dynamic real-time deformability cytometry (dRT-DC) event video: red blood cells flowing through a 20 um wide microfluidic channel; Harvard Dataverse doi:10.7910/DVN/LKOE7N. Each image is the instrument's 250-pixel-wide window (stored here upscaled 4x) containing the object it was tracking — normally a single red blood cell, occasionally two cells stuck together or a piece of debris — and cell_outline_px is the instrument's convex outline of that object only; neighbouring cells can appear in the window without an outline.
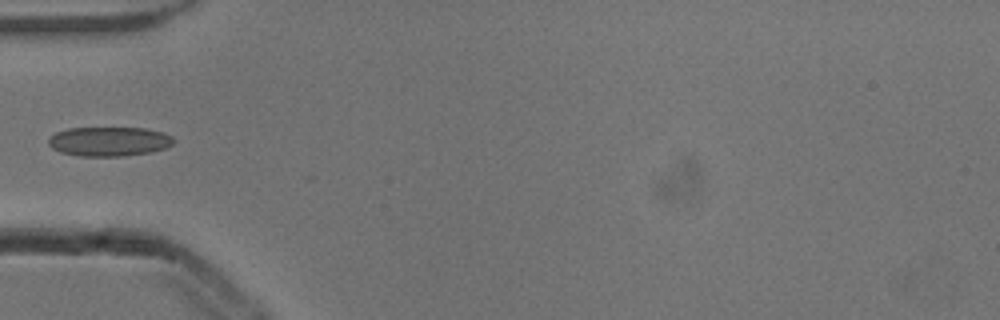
{"species": "common noctule bat (a hibernating species)", "species_latin": "Nyctalus noctula", "temperature_condition": "cold", "stored_images_in_passage": 11, "camera_frame_rate_fps": 3000, "um_per_image_px": 0.085, "animal": {"sex": "male", "body_mass_g": 13.3}, "frame": {"image": 1, "passage_image": 1, "time_ms": 0.0, "image_size_px": [1000, 320], "cell_outline_px": [[176, 140], [172, 144], [164, 148], [148, 152], [124, 156], [80, 156], [60, 152], [52, 148], [48, 144], [48, 136], [56, 132], [68, 128], [144, 128], [160, 132], [172, 136]], "centroid_in_image_um": [9.23, 12.02], "position_along_channel_um": 75.8, "area_um2": 21.39}}
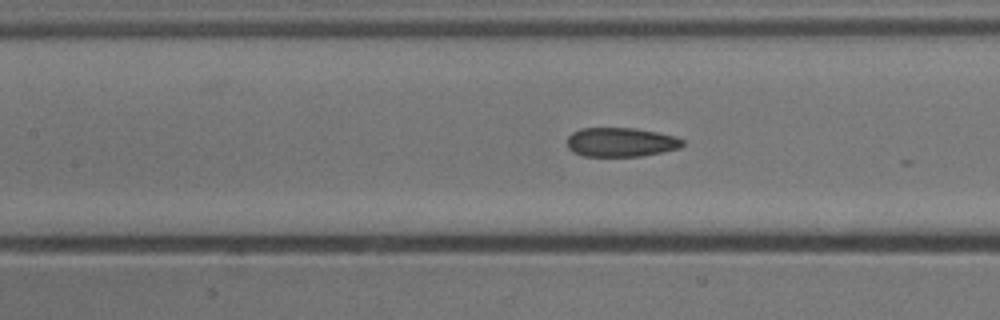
{"frame": {"image": 2, "passage_image": 7, "time_ms": 2.0, "image_size_px": [1000, 320], "cell_outline_px": [[684, 144], [680, 148], [640, 156], [584, 156], [572, 152], [568, 148], [568, 136], [572, 132], [580, 128], [636, 128], [676, 136], [684, 140]], "centroid_in_image_um": [52.76, 12.08], "position_along_channel_um": 154.6, "area_um2": 19.65}}
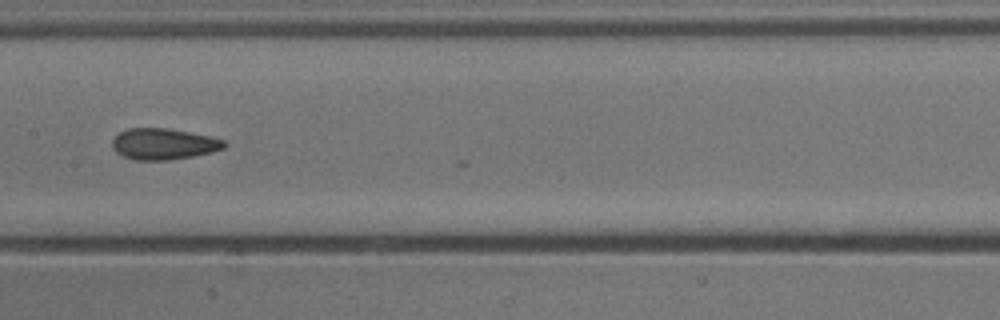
{"frame": {"image": 3, "passage_image": 10, "time_ms": 3.0, "image_size_px": [1000, 320], "cell_outline_px": [[228, 144], [224, 148], [192, 156], [168, 160], [136, 160], [124, 156], [116, 152], [112, 148], [112, 140], [120, 132], [128, 128], [168, 128], [208, 136], [224, 140]], "centroid_in_image_um": [13.88, 12.23], "position_along_channel_um": 193.5, "area_um2": 20.11}}